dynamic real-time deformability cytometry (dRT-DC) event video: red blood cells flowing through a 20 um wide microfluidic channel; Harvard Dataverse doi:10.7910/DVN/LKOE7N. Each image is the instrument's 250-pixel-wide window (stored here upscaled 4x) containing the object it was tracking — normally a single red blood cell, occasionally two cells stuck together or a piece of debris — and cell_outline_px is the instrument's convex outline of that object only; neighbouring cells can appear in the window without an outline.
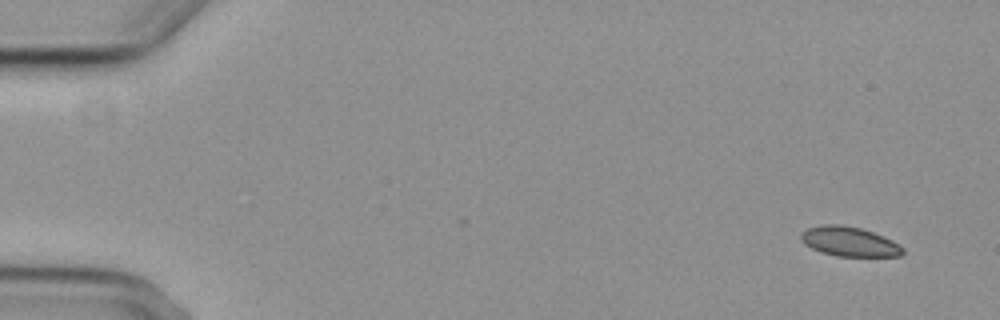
{"species": "common noctule bat (a hibernating species)", "species_latin": "Nyctalus noctula", "temperature_condition": "cold", "stored_images_in_passage": 4, "segment_of_instrument_passage": [2, 2], "camera_frame_rate_fps": 3000, "um_per_image_px": 0.085, "animal": {"sex": "female", "body_mass_g": 29.2, "forearm_length_mm": 56.3}, "frame": {"image": 1, "passage_image": 4, "time_ms": 3.667, "image_size_px": [1000, 320], "cell_outline_px": [[904, 252], [900, 256], [836, 256], [820, 252], [804, 244], [800, 240], [800, 236], [808, 228], [820, 224], [840, 224], [860, 228], [884, 236], [892, 240], [904, 248]], "centroid_in_image_um": [72.18, 20.53], "position_along_channel_um": 12.8, "area_um2": 17.57}}